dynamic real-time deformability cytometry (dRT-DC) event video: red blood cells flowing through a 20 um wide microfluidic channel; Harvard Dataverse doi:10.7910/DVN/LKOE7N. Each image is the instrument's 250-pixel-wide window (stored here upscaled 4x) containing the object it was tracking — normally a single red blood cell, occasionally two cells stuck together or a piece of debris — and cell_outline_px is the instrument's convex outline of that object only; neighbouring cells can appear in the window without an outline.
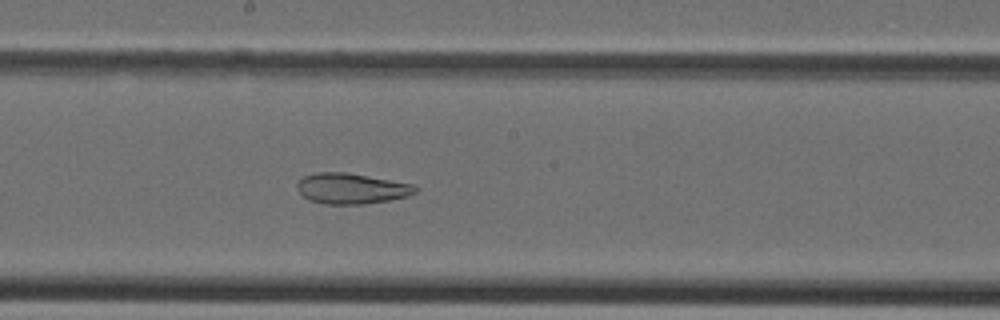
{"species": "Egyptian fruit bat (a non-hibernating species)", "species_latin": "Rousettus aegyptiacus", "temperature_condition": "cold", "stored_images_in_passage": 32, "camera_frame_rate_fps": 3000, "um_per_image_px": 0.085, "animal": {"sex": "female"}, "frame": {"image": 1, "passage_image": 15, "time_ms": 4.667, "image_size_px": [1000, 320], "cell_outline_px": [[420, 188], [416, 192], [408, 196], [388, 200], [364, 204], [324, 204], [308, 200], [296, 188], [296, 184], [304, 176], [316, 172], [348, 172], [412, 184]], "centroid_in_image_um": [29.86, 16.02], "position_along_channel_um": 218.3, "area_um2": 21.15}}
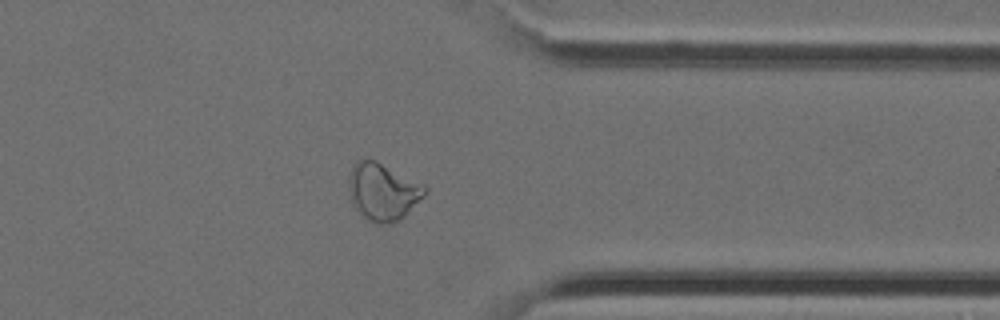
{"frame": {"image": 2, "passage_image": 25, "time_ms": 8.0, "image_size_px": [1000, 320], "cell_outline_px": [[428, 192], [400, 220], [384, 224], [380, 224], [368, 220], [352, 204], [348, 188], [348, 180], [352, 168], [356, 160], [376, 160], [424, 184], [428, 188]], "centroid_in_image_um": [32.55, 16.28], "position_along_channel_um": 378.8, "area_um2": 25.32}}
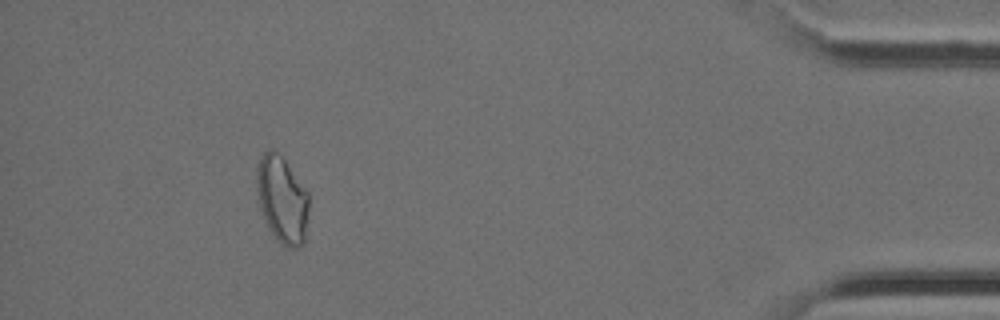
{"frame": {"image": 3, "passage_image": 30, "time_ms": 9.667, "image_size_px": [1000, 320], "cell_outline_px": [[308, 212], [304, 244], [300, 248], [288, 248], [280, 244], [276, 240], [268, 228], [264, 220], [260, 208], [256, 188], [256, 168], [260, 156], [268, 148], [272, 148], [280, 152], [308, 192]], "centroid_in_image_um": [23.96, 16.95], "position_along_channel_um": 411.2, "area_um2": 27.11}}